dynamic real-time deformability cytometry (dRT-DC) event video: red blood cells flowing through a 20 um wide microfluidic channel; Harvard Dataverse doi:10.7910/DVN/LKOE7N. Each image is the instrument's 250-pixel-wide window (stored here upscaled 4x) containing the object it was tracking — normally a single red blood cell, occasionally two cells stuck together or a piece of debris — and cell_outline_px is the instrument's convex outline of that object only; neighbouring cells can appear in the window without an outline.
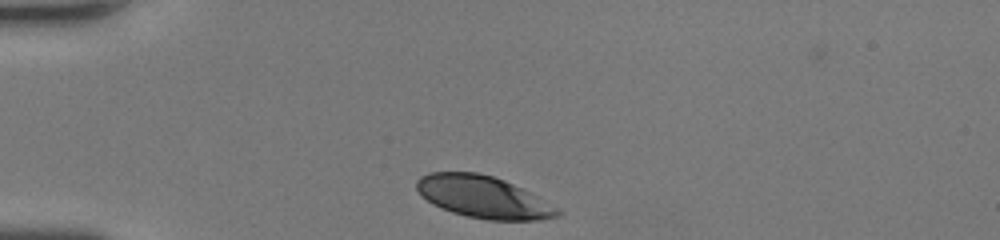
{"species": "human", "species_latin": "Homo sapiens", "temperature_condition": "room temperature", "stored_images_in_passage": 29, "camera_frame_rate_fps": 3000, "um_per_image_px": 0.085, "donor": {"sex": "female"}, "frame": {"image": 1, "passage_image": 1, "time_ms": 0.0, "image_size_px": [1000, 240], "cell_outline_px": [[564, 212], [560, 216], [540, 220], [488, 220], [468, 216], [452, 212], [432, 204], [420, 196], [416, 188], [416, 180], [420, 176], [428, 172], [476, 172], [492, 176], [504, 180], [560, 208]], "centroid_in_image_um": [41.06, 16.75], "position_along_channel_um": 43.9, "area_um2": 34.56}}
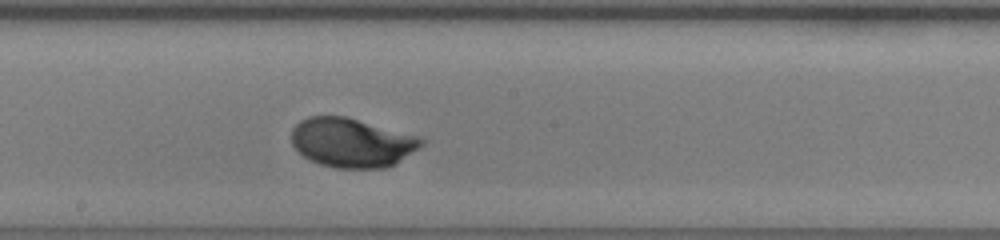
{"frame": {"image": 2, "passage_image": 16, "time_ms": 5.0, "image_size_px": [1000, 240], "cell_outline_px": [[424, 144], [396, 164], [388, 168], [336, 168], [320, 164], [308, 160], [292, 144], [292, 128], [300, 120], [308, 116], [344, 116], [416, 136], [424, 140]], "centroid_in_image_um": [29.88, 12.14], "position_along_channel_um": 218.3, "area_um2": 36.99}}
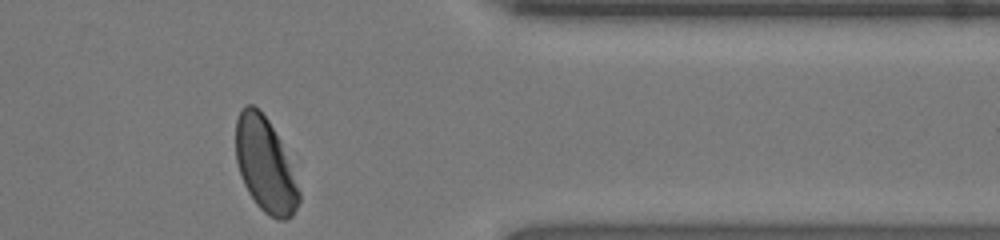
{"frame": {"image": 3, "passage_image": 29, "time_ms": 9.333, "image_size_px": [1000, 240], "cell_outline_px": [[300, 200], [292, 216], [284, 220], [276, 220], [268, 216], [256, 204], [248, 192], [244, 184], [236, 160], [236, 120], [240, 112], [248, 104], [252, 104], [268, 120], [280, 140], [300, 192]], "centroid_in_image_um": [22.53, 14.07], "position_along_channel_um": 388.9, "area_um2": 34.16}, "authors_computed_cell_mechanics": {"area_um2": 36.7608, "velocity_mm_per_s": 4.2102, "shape_relaxation_time_tau1_ms": 2.9483, "shape_relaxation_time_tau2_ms": null, "deformation_change_tau1": 0.1732, "deformation_change_tau2": null}}